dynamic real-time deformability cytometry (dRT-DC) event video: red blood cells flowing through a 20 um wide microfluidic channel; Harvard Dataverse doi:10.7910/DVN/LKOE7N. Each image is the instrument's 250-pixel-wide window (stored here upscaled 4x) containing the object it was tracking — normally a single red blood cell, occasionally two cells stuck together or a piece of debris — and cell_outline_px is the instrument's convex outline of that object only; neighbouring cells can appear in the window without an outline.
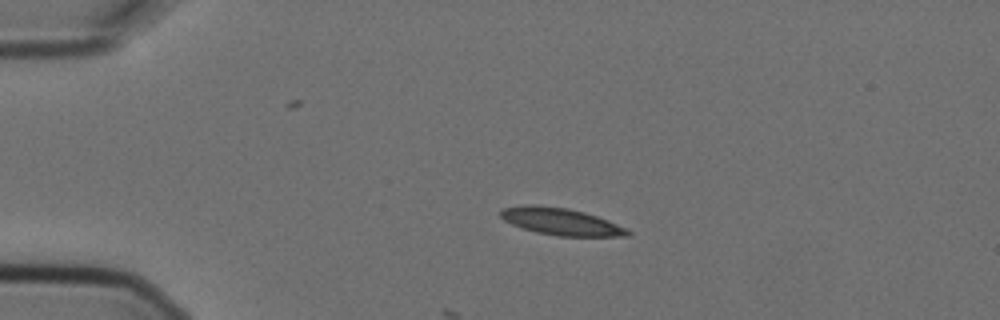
{"species": "Egyptian fruit bat (a non-hibernating species)", "species_latin": "Rousettus aegyptiacus", "temperature_condition": "cold", "stored_images_in_passage": 5, "camera_frame_rate_fps": 3000, "um_per_image_px": 0.085, "animal": {"sex": "female"}, "frame": {"image": 1, "passage_image": 3, "time_ms": 0.667, "image_size_px": [1000, 320], "cell_outline_px": [[632, 232], [628, 236], [556, 236], [536, 232], [512, 224], [504, 220], [500, 216], [500, 208], [524, 204], [536, 204], [568, 208], [584, 212], [608, 220], [628, 228]], "centroid_in_image_um": [47.67, 18.82], "position_along_channel_um": 37.3, "area_um2": 20.23}}